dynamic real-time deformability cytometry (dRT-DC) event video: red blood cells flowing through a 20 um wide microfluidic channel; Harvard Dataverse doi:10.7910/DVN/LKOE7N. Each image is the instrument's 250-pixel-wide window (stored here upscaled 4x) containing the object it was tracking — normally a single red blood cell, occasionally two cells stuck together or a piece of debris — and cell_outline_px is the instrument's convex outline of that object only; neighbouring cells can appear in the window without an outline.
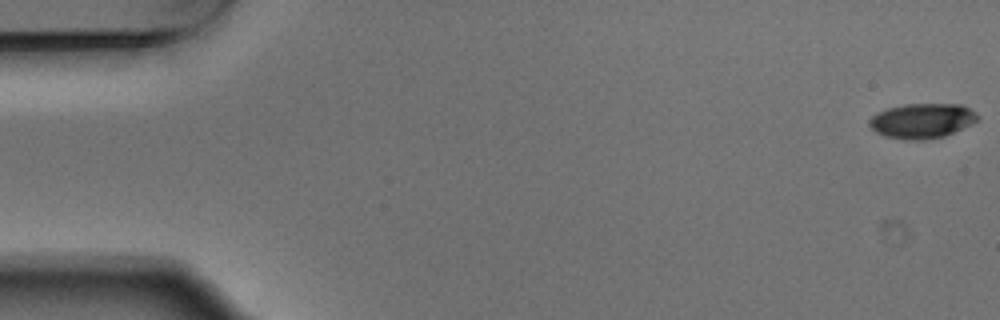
{"species": "Egyptian fruit bat (a non-hibernating species)", "species_latin": "Rousettus aegyptiacus", "temperature_condition": "warm", "stored_images_in_passage": 5, "camera_frame_rate_fps": 3000, "um_per_image_px": 0.085, "animal": {"sex": "male"}, "frame": {"image": 1, "passage_image": 1, "time_ms": 0.0, "image_size_px": [1000, 320], "cell_outline_px": [[980, 116], [972, 124], [944, 136], [924, 140], [904, 140], [884, 136], [876, 132], [868, 124], [868, 120], [876, 112], [888, 108], [904, 104], [964, 104], [976, 112]], "centroid_in_image_um": [78.37, 10.26], "position_along_channel_um": 6.6, "area_um2": 22.25}}
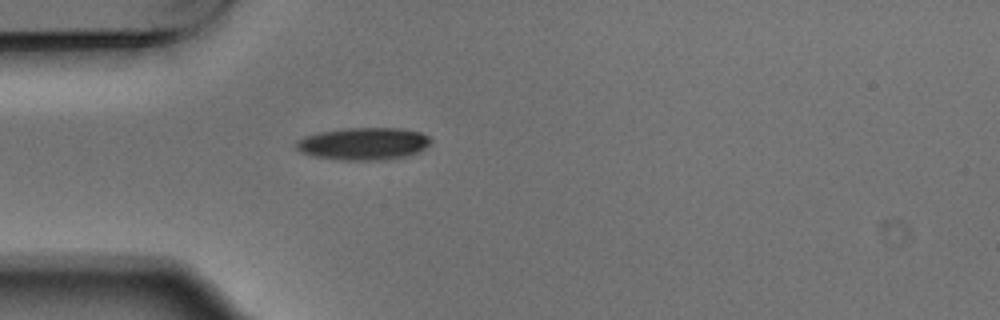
{"frame": {"image": 2, "passage_image": 5, "time_ms": 1.333, "image_size_px": [1000, 320], "cell_outline_px": [[432, 140], [424, 148], [416, 152], [404, 156], [384, 160], [344, 160], [312, 156], [300, 152], [296, 148], [296, 140], [304, 136], [320, 132], [348, 128], [400, 128], [420, 132], [428, 136]], "centroid_in_image_um": [30.86, 12.21], "position_along_channel_um": 54.1, "area_um2": 25.26}}